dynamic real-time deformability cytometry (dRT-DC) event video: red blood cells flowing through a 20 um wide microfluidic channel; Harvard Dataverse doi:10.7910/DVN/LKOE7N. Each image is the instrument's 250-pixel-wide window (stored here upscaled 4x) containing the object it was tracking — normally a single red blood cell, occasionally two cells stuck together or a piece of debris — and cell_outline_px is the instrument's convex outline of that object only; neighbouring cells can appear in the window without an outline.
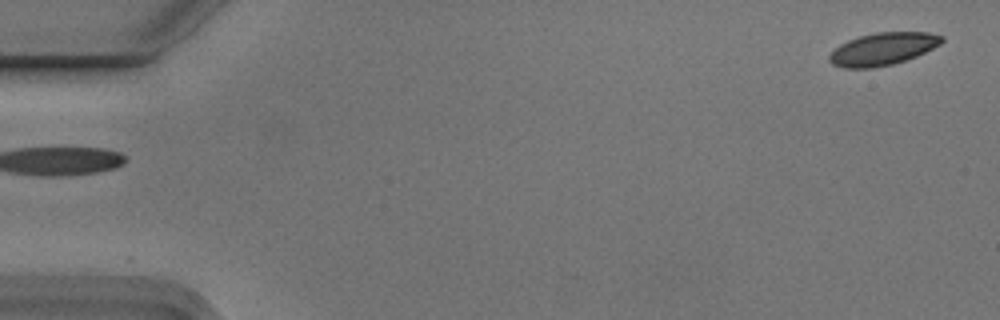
{"species": "Egyptian fruit bat (a non-hibernating species)", "species_latin": "Rousettus aegyptiacus", "temperature_condition": "cold", "stored_images_in_passage": 5, "camera_frame_rate_fps": 3000, "um_per_image_px": 0.085, "animal": {"sex": "male"}, "frame": {"image": 1, "passage_image": 1, "time_ms": 0.0, "image_size_px": [1000, 320], "cell_outline_px": [[944, 40], [940, 44], [916, 56], [892, 64], [872, 68], [844, 68], [832, 64], [828, 60], [828, 56], [840, 44], [848, 40], [860, 36], [876, 32], [928, 32], [944, 36]], "centroid_in_image_um": [75.03, 4.16], "position_along_channel_um": 10.0, "area_um2": 21.15}}
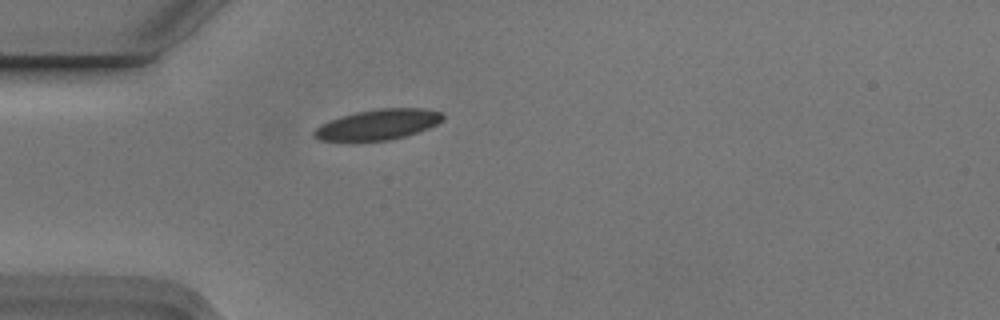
{"frame": {"image": 2, "passage_image": 5, "time_ms": 1.333, "image_size_px": [1000, 320], "cell_outline_px": [[444, 120], [428, 128], [404, 136], [388, 140], [320, 140], [312, 136], [312, 132], [316, 128], [328, 120], [340, 116], [356, 112], [376, 108], [424, 108], [440, 112], [444, 116]], "centroid_in_image_um": [32.12, 10.56], "position_along_channel_um": 52.9, "area_um2": 22.66}}